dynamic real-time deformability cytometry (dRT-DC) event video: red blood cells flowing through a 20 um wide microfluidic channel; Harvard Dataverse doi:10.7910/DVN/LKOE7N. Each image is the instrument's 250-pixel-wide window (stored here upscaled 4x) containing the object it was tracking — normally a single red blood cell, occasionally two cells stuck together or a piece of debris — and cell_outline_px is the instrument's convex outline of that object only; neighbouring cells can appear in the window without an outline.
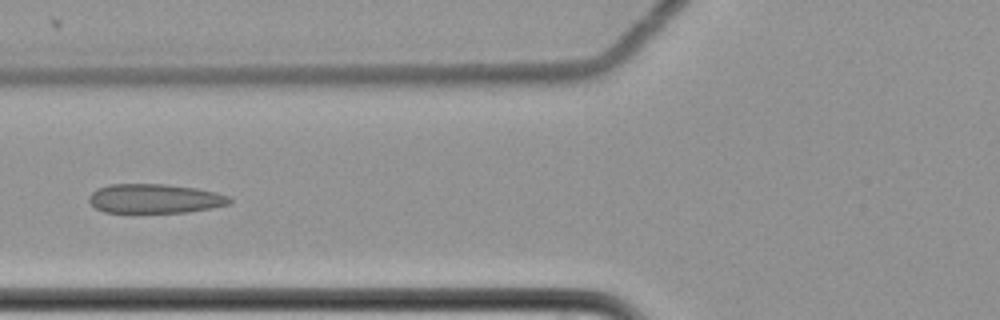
{"species": "common noctule bat (a hibernating species)", "species_latin": "Nyctalus noctula", "temperature_condition": "cold", "stored_images_in_passage": 8, "camera_frame_rate_fps": 3000, "um_per_image_px": 0.085, "animal": {"sex": "female", "body_mass_g": 22.7, "forearm_length_mm": 54.2}, "frame": {"image": 1, "passage_image": 7, "time_ms": 2.0, "image_size_px": [1000, 320], "cell_outline_px": [[232, 200], [228, 204], [212, 208], [188, 212], [104, 212], [96, 208], [88, 200], [88, 196], [96, 188], [108, 184], [164, 184], [196, 188], [216, 192], [228, 196]], "centroid_in_image_um": [13.13, 16.87], "position_along_channel_um": 112.7, "area_um2": 23.99}}
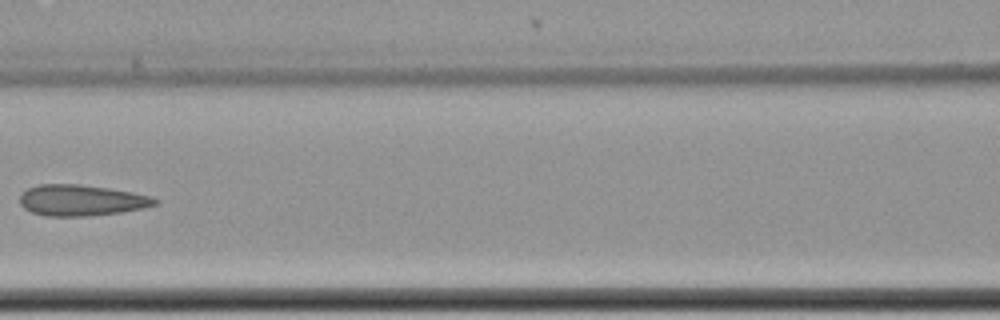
{"frame": {"image": 2, "passage_image": 8, "time_ms": 2.333, "image_size_px": [1000, 320], "cell_outline_px": [[160, 200], [156, 204], [144, 208], [120, 212], [88, 216], [44, 216], [32, 212], [24, 208], [20, 204], [20, 196], [28, 188], [40, 184], [80, 184], [108, 188], [132, 192], [152, 196]], "centroid_in_image_um": [6.93, 17.02], "position_along_channel_um": 159.7, "area_um2": 24.45}}